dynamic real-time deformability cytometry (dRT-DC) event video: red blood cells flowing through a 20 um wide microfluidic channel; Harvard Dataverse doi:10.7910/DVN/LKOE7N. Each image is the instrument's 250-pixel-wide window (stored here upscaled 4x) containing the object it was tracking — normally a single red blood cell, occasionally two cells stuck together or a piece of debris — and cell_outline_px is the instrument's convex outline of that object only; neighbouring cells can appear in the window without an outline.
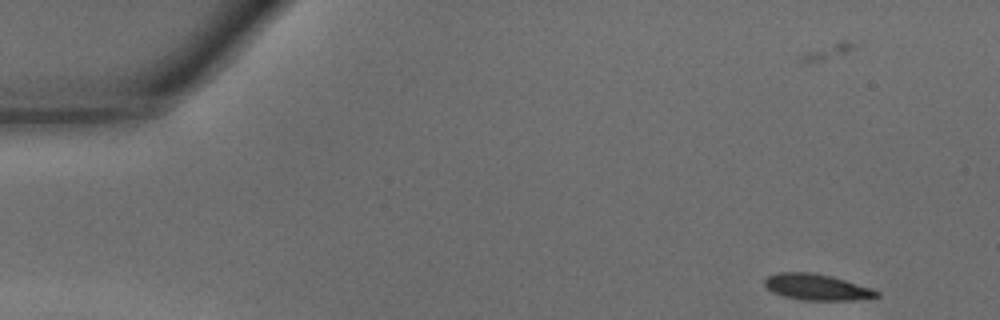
{"species": "common noctule bat (a hibernating species)", "species_latin": "Nyctalus noctula", "temperature_condition": "warm", "stored_images_in_passage": 36, "camera_frame_rate_fps": 3000, "um_per_image_px": 0.085, "animal": {"sex": "male", "body_mass_g": 15.6}, "frame": {"image": 1, "passage_image": 1, "time_ms": 0.0, "image_size_px": [1000, 320], "cell_outline_px": [[880, 296], [852, 300], [804, 300], [784, 296], [772, 292], [764, 284], [764, 280], [768, 276], [776, 272], [812, 272], [832, 276], [872, 288], [880, 292]], "centroid_in_image_um": [69.42, 24.39], "position_along_channel_um": 15.6, "area_um2": 17.05}}
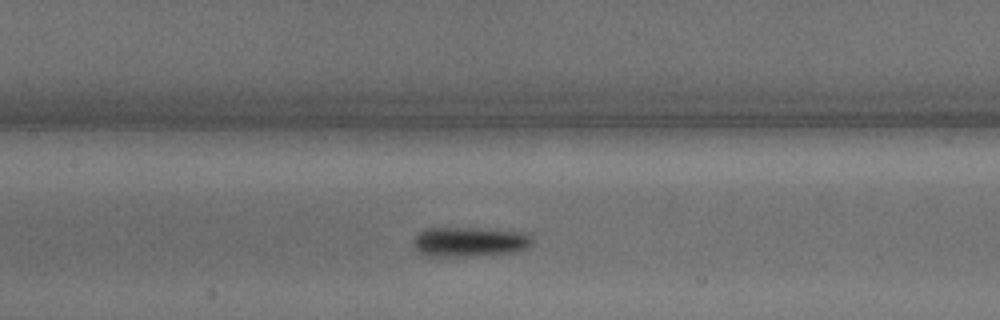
{"frame": {"image": 2, "passage_image": 19, "time_ms": 6.0, "image_size_px": [1000, 320], "cell_outline_px": [[532, 244], [516, 252], [468, 256], [424, 256], [412, 244], [412, 240], [420, 232], [428, 228], [480, 228], [520, 232], [532, 236]], "centroid_in_image_um": [39.89, 20.55], "position_along_channel_um": 167.5, "area_um2": 20.46}}
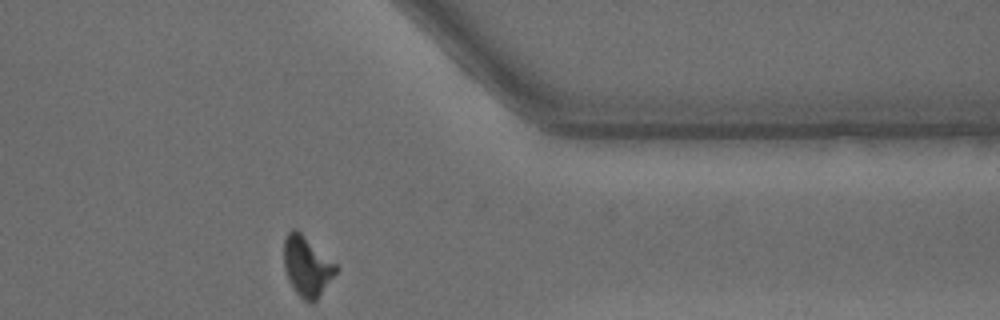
{"frame": {"image": 3, "passage_image": 35, "time_ms": 11.333, "image_size_px": [1000, 320], "cell_outline_px": [[336, 272], [316, 300], [312, 304], [308, 304], [292, 288], [288, 280], [284, 268], [284, 240], [288, 232], [292, 228], [296, 228], [336, 264]], "centroid_in_image_um": [26.05, 22.64], "position_along_channel_um": 385.3, "area_um2": 18.03}, "authors_computed_cell_mechanics": {"area_um2": 18.7561, "velocity_mm_per_s": 4.3313, "shape_relaxation_time_tau1_ms": 2.5199, "shape_relaxation_time_tau2_ms": null, "deformation_change_tau1": 0.1196, "deformation_change_tau2": null}}